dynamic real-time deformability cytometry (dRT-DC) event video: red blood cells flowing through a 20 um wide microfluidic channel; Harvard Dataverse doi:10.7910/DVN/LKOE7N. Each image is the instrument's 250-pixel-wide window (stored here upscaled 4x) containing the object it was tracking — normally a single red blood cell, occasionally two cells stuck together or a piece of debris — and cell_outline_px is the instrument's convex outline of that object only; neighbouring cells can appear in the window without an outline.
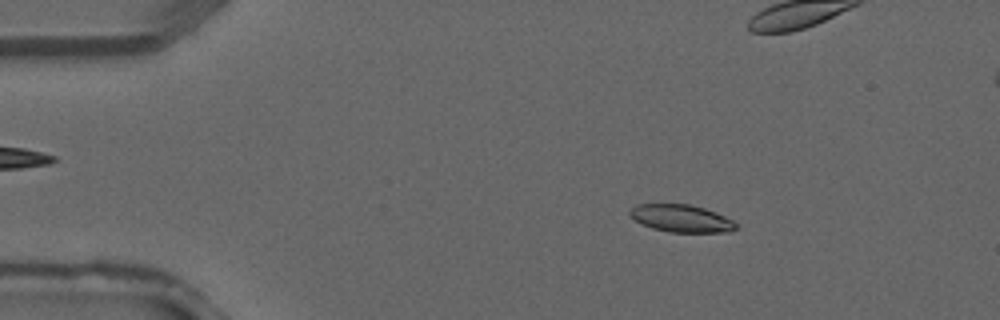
{"species": "common noctule bat (a hibernating species)", "species_latin": "Nyctalus noctula", "temperature_condition": "warm", "stored_images_in_passage": 3, "camera_frame_rate_fps": 3000, "um_per_image_px": 0.085, "animal": {"sex": "male", "forearm_length_mm": 52.5}, "frame": {"image": 1, "passage_image": 1, "time_ms": 0.0, "image_size_px": [1000, 320], "cell_outline_px": [[736, 228], [732, 232], [668, 232], [652, 228], [640, 224], [628, 216], [628, 212], [636, 204], [688, 204], [704, 208], [716, 212], [732, 220], [736, 224]], "centroid_in_image_um": [57.87, 18.57], "position_along_channel_um": 27.1, "area_um2": 17.11}}